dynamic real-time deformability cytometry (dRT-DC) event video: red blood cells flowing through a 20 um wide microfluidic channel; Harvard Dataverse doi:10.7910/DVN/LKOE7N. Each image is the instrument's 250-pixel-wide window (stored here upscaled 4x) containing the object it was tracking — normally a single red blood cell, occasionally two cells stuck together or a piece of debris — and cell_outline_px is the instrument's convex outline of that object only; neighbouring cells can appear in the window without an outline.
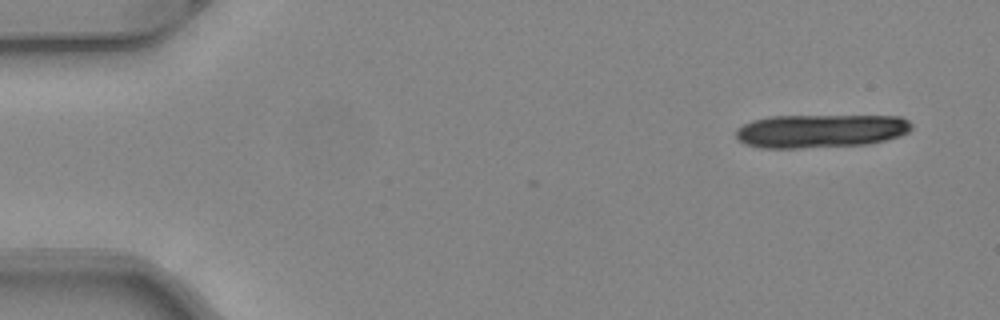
{"species": "common noctule bat (a hibernating species)", "species_latin": "Nyctalus noctula", "temperature_condition": "warm", "stored_images_in_passage": 14, "camera_frame_rate_fps": 3000, "um_per_image_px": 0.085, "animal": {"sex": "female", "body_mass_g": 24.6, "forearm_length_mm": 56.2}, "frame": {"image": 1, "passage_image": 3, "time_ms": 0.667, "image_size_px": [1000, 320], "cell_outline_px": [[912, 128], [908, 132], [900, 136], [868, 144], [800, 148], [760, 148], [744, 144], [736, 136], [736, 128], [752, 120], [768, 116], [900, 116], [908, 120], [912, 124]], "centroid_in_image_um": [69.73, 11.13], "position_along_channel_um": 15.3, "area_um2": 34.39}}